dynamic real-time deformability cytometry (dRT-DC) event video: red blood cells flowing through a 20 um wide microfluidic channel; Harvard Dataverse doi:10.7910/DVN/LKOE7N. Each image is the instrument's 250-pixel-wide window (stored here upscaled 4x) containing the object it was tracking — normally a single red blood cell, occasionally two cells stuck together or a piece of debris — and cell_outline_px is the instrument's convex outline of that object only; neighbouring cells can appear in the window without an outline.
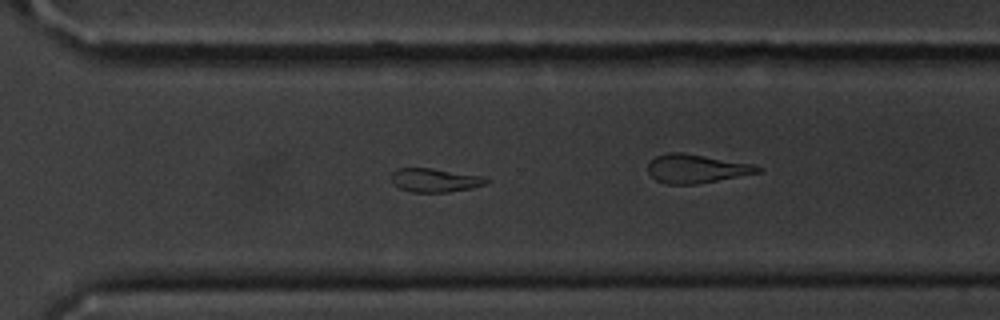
{"species": "common noctule bat (a hibernating species)", "species_latin": "Nyctalus noctula", "temperature_condition": "cold", "stored_images_in_passage": 39, "camera_frame_rate_fps": 3000, "um_per_image_px": 0.085, "animal": {"sex": "male", "body_mass_g": 20.1, "forearm_length_mm": 53.5}, "frame": {"image": 1, "passage_image": 22, "time_ms": 7.0, "image_size_px": [1000, 320], "cell_outline_px": [[488, 184], [472, 188], [448, 192], [412, 192], [400, 188], [392, 180], [392, 172], [396, 168], [432, 168], [484, 176], [488, 180]], "centroid_in_image_um": [37.01, 15.31], "position_along_channel_um": 333.6, "area_um2": 13.12}}
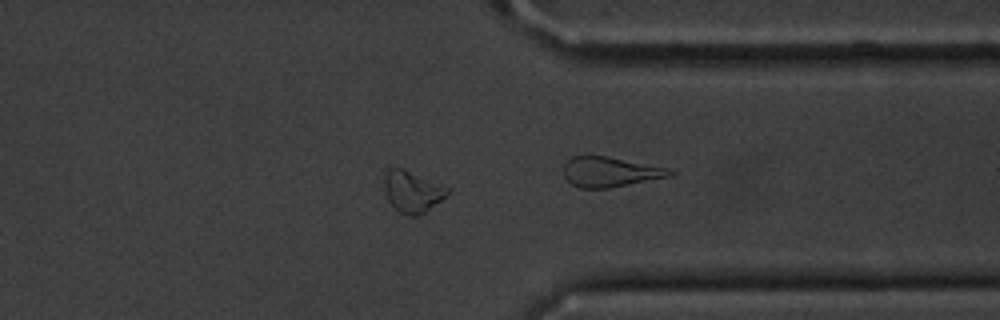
{"frame": {"image": 2, "passage_image": 26, "time_ms": 8.333, "image_size_px": [1000, 320], "cell_outline_px": [[452, 188], [440, 200], [424, 212], [416, 216], [408, 216], [400, 212], [388, 200], [384, 188], [384, 172], [388, 168], [404, 168]], "centroid_in_image_um": [35.03, 16.25], "position_along_channel_um": 376.4, "area_um2": 15.26}}
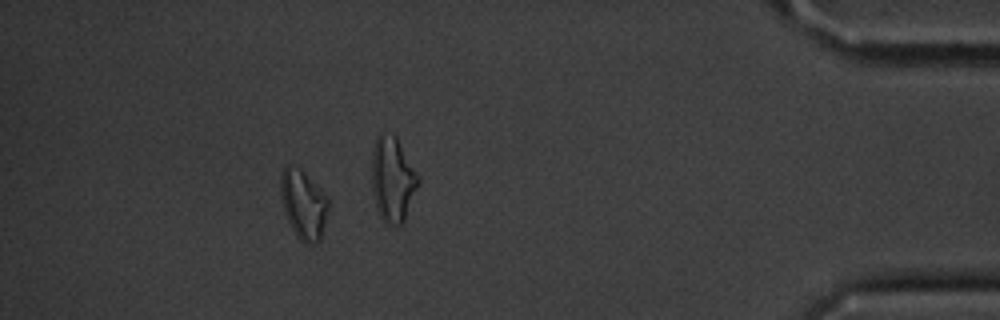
{"frame": {"image": 3, "passage_image": 33, "time_ms": 10.667, "image_size_px": [1000, 320], "cell_outline_px": [[328, 208], [320, 240], [312, 244], [304, 244], [300, 240], [292, 228], [288, 220], [280, 196], [280, 172], [288, 164], [292, 164], [300, 168], [304, 172], [328, 200]], "centroid_in_image_um": [25.75, 17.36], "position_along_channel_um": 409.4, "area_um2": 18.84}, "authors_computed_cell_mechanics": {"area_um2": 14.5656, "velocity_mm_per_s": 3.5743, "shape_relaxation_time_tau1_ms": 1.8471, "shape_relaxation_time_tau2_ms": null, "deformation_change_tau1": 0.0987, "deformation_change_tau2": null}}